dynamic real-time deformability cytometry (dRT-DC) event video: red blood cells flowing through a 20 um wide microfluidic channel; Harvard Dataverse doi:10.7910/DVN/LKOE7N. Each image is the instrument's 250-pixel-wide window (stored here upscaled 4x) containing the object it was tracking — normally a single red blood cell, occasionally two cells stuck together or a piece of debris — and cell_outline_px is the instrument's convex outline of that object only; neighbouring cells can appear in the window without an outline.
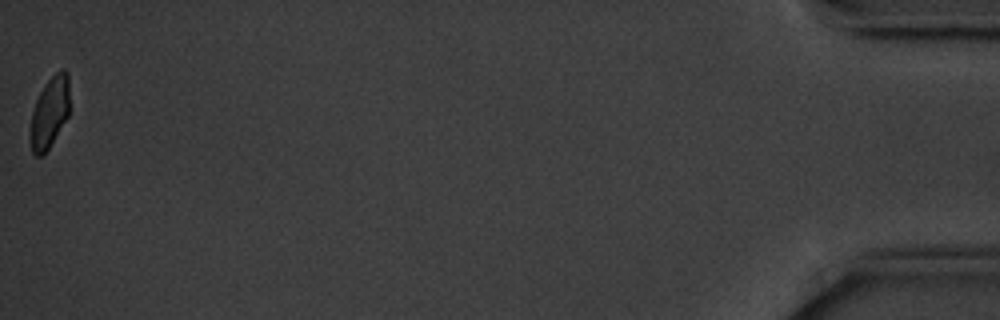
{"species": "common noctule bat (a hibernating species)", "species_latin": "Nyctalus noctula", "temperature_condition": "cold", "stored_images_in_passage": 42, "camera_frame_rate_fps": 3000, "um_per_image_px": 0.085, "animal": {"sex": "male", "body_mass_g": 20.1, "forearm_length_mm": 53.5}, "frame": {"image": 1, "passage_image": 42, "time_ms": 13.667, "image_size_px": [1000, 320], "cell_outline_px": [[68, 116], [44, 156], [36, 156], [32, 152], [28, 140], [28, 132], [32, 112], [36, 100], [44, 84], [60, 68], [64, 68], [68, 72]], "centroid_in_image_um": [4.17, 9.6], "position_along_channel_um": 431.0, "area_um2": 16.59}}